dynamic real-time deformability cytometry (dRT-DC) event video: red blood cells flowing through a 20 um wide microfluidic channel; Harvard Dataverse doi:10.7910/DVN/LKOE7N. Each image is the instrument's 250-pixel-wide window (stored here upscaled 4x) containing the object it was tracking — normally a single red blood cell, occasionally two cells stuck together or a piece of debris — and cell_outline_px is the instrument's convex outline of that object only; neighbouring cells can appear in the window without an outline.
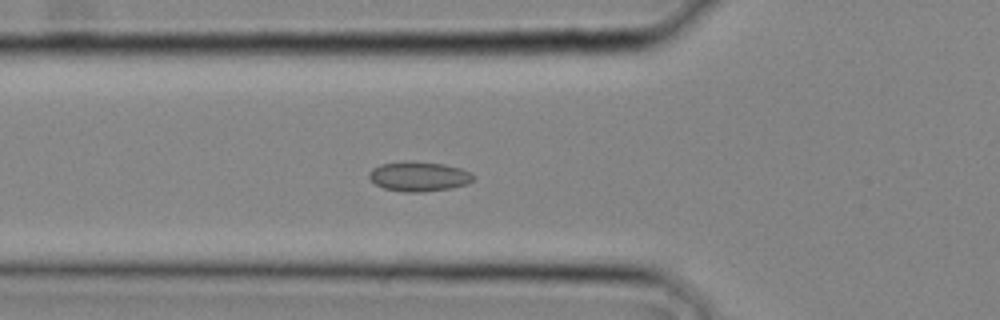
{"species": "common noctule bat (a hibernating species)", "species_latin": "Nyctalus noctula", "temperature_condition": "cold", "stored_images_in_passage": 16, "camera_frame_rate_fps": 3000, "um_per_image_px": 0.085, "animal": {"sex": "male", "body_mass_g": 20.4}, "frame": {"image": 1, "passage_image": 10, "time_ms": 3.0, "image_size_px": [1000, 320], "cell_outline_px": [[476, 176], [468, 184], [448, 188], [420, 192], [404, 192], [384, 188], [376, 184], [368, 176], [368, 172], [372, 168], [380, 164], [444, 164], [460, 168], [472, 172]], "centroid_in_image_um": [35.64, 15.04], "position_along_channel_um": 90.2, "area_um2": 17.22}}
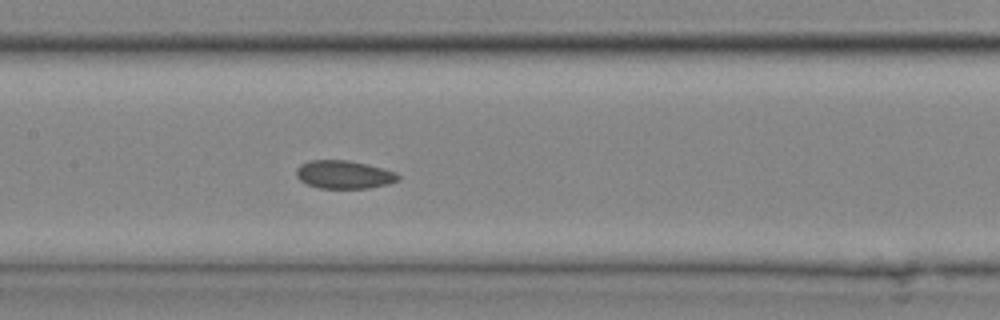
{"frame": {"image": 2, "passage_image": 14, "time_ms": 4.333, "image_size_px": [1000, 320], "cell_outline_px": [[400, 180], [388, 184], [368, 188], [320, 188], [308, 184], [300, 180], [296, 176], [296, 168], [300, 164], [308, 160], [348, 160], [384, 168], [396, 172], [400, 176]], "centroid_in_image_um": [29.25, 14.83], "position_along_channel_um": 178.2, "area_um2": 16.82}}
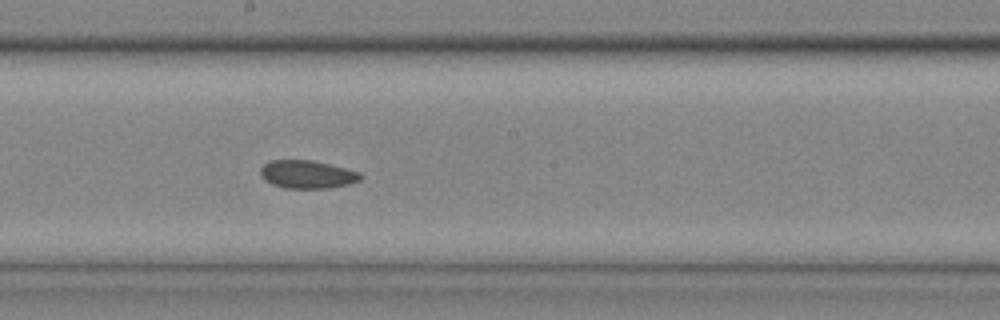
{"frame": {"image": 3, "passage_image": 16, "time_ms": 5.0, "image_size_px": [1000, 320], "cell_outline_px": [[364, 176], [360, 180], [348, 184], [328, 188], [284, 188], [272, 184], [264, 180], [260, 176], [260, 168], [268, 160], [312, 160], [360, 172]], "centroid_in_image_um": [26.08, 14.82], "position_along_channel_um": 222.1, "area_um2": 16.42}}